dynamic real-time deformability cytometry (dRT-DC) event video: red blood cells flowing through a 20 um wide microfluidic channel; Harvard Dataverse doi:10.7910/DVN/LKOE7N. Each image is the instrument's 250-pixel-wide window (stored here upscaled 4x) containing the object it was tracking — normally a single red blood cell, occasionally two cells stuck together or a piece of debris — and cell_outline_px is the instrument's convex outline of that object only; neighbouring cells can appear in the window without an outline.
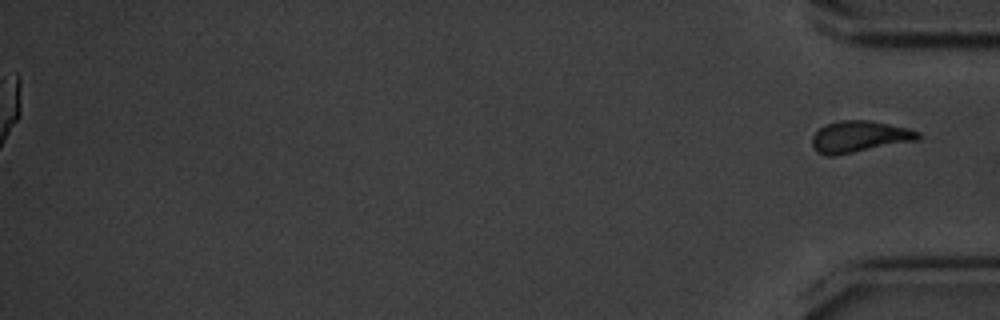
{"species": "common noctule bat (a hibernating species)", "species_latin": "Nyctalus noctula", "temperature_condition": "cold", "stored_images_in_passage": 43, "segment_of_instrument_passage": [2, 2], "camera_frame_rate_fps": 3000, "um_per_image_px": 0.085, "animal": {"sex": "male", "body_mass_g": 20.1, "forearm_length_mm": 53.5}, "frame": {"image": 1, "passage_image": 43, "time_ms": 14.0, "image_size_px": [1000, 320], "cell_outline_px": [[920, 136], [916, 140], [832, 156], [824, 156], [816, 152], [812, 144], [812, 136], [824, 124], [840, 120], [868, 120], [908, 128], [920, 132]], "centroid_in_image_um": [72.99, 11.61], "position_along_channel_um": 362.2, "area_um2": 19.25}}